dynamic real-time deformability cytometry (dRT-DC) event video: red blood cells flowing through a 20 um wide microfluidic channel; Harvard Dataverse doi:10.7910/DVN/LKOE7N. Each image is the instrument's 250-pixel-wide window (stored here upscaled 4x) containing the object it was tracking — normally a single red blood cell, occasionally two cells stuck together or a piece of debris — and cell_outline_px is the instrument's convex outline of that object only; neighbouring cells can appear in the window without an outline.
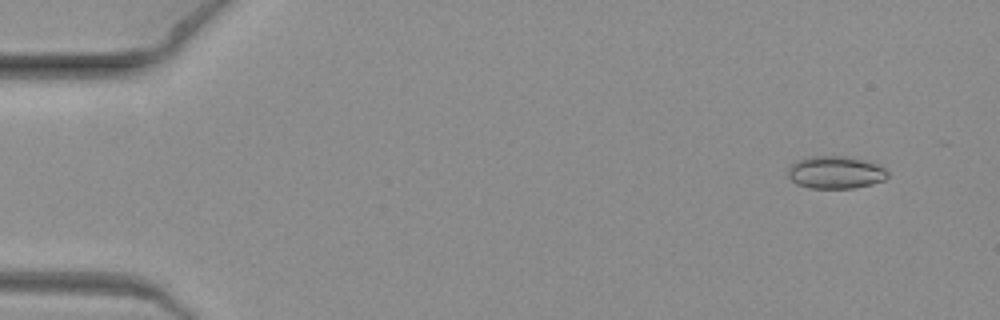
{"species": "common noctule bat (a hibernating species)", "species_latin": "Nyctalus noctula", "temperature_condition": "warm", "stored_images_in_passage": 9, "camera_frame_rate_fps": 3000, "um_per_image_px": 0.085, "animal": {"sex": "female", "body_mass_g": 19.3, "forearm_length_mm": 54.1}, "frame": {"image": 1, "passage_image": 2, "time_ms": 0.333, "image_size_px": [1000, 320], "cell_outline_px": [[888, 176], [884, 180], [872, 184], [856, 188], [808, 188], [796, 184], [788, 176], [788, 168], [796, 160], [812, 156], [844, 156], [864, 160], [876, 164], [884, 168], [888, 172]], "centroid_in_image_um": [71.01, 14.66], "position_along_channel_um": 14.0, "area_um2": 18.96}}
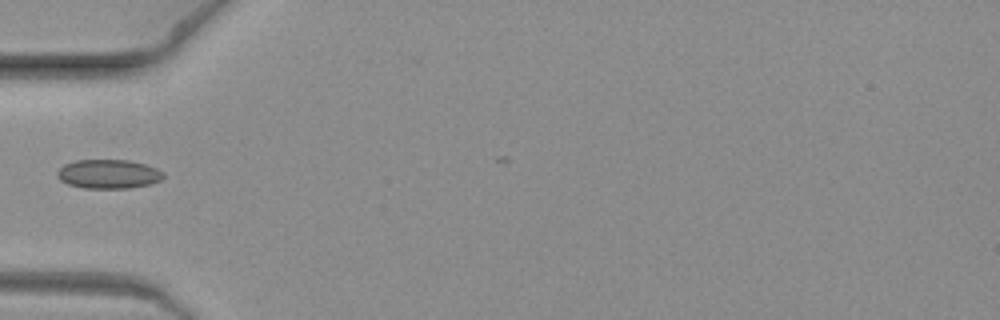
{"frame": {"image": 2, "passage_image": 7, "time_ms": 2.0, "image_size_px": [1000, 320], "cell_outline_px": [[164, 176], [160, 180], [148, 184], [128, 188], [84, 188], [68, 184], [60, 180], [56, 176], [56, 172], [64, 164], [76, 160], [128, 160], [144, 164], [156, 168], [164, 172]], "centroid_in_image_um": [9.19, 14.79], "position_along_channel_um": 75.8, "area_um2": 17.92}}
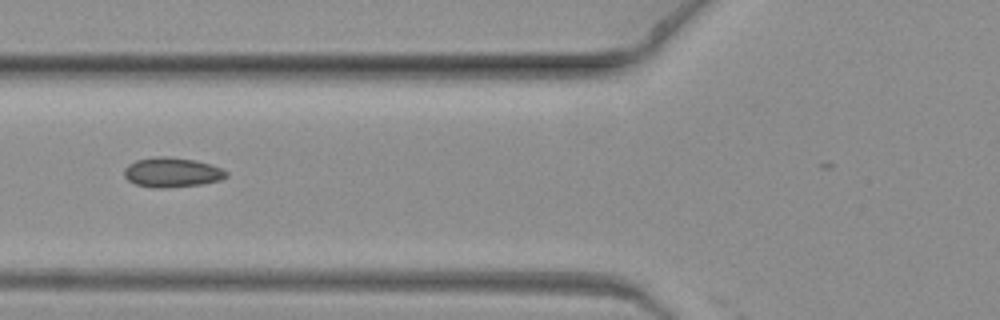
{"frame": {"image": 3, "passage_image": 8, "time_ms": 2.333, "image_size_px": [1000, 320], "cell_outline_px": [[228, 176], [220, 180], [204, 184], [164, 188], [156, 188], [136, 184], [128, 180], [124, 176], [124, 168], [128, 164], [136, 160], [160, 156], [168, 156], [196, 160], [220, 168], [228, 172]], "centroid_in_image_um": [14.61, 14.65], "position_along_channel_um": 111.2, "area_um2": 17.69}}